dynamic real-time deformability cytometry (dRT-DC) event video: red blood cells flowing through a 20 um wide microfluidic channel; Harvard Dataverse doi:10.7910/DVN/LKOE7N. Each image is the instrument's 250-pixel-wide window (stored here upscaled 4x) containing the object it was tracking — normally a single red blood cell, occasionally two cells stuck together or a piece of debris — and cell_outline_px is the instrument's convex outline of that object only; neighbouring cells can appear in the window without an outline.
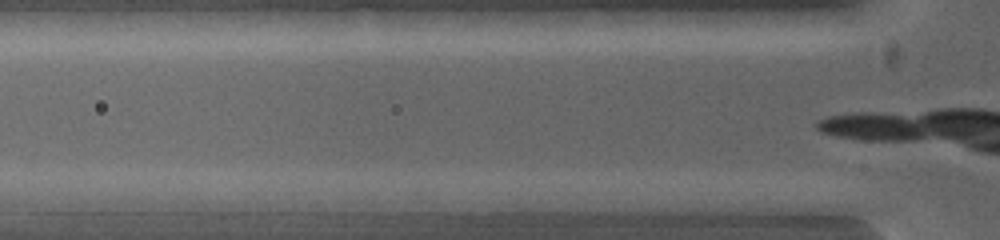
{"species": "common noctule bat (a hibernating species)", "species_latin": "Nyctalus noctula", "temperature_condition": "warm", "stored_images_in_passage": 2, "camera_frame_rate_fps": 5000, "um_per_image_px": 0.085, "animal": {"sex": "female", "body_mass_g": 19.0, "forearm_length_mm": 53.3}, "frame": {"image": 1, "passage_image": 2, "time_ms": 0.4, "image_size_px": [1000, 240], "cell_outline_px": [[732, 200], [704, 208], [616, 212], [604, 200], [704, 192]], "centroid_in_image_um": [56.65, 17.2], "position_along_channel_um": 69.2, "area_um2": 11.39}}